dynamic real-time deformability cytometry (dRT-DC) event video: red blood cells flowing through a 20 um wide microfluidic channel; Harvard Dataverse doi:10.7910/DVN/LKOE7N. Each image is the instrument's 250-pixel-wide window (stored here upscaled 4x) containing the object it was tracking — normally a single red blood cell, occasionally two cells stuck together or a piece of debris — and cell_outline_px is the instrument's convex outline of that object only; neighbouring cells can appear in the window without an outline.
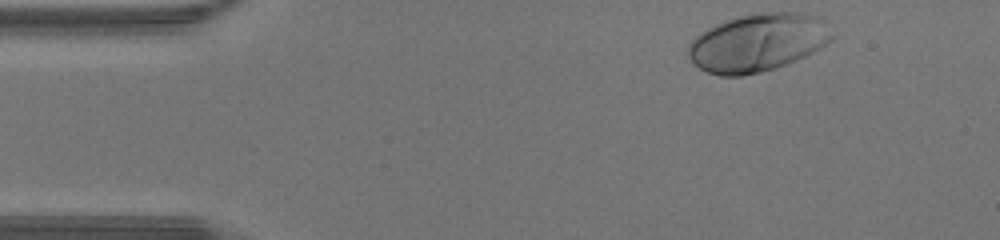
{"species": "human", "species_latin": "Homo sapiens", "temperature_condition": "warm", "stored_images_in_passage": 31, "camera_frame_rate_fps": 3000, "um_per_image_px": 0.085, "donor": {"sex": "male"}, "frame": {"image": 1, "passage_image": 1, "time_ms": 0.0, "image_size_px": [1000, 240], "cell_outline_px": [[832, 40], [820, 48], [788, 64], [776, 68], [760, 72], [740, 76], [720, 76], [708, 72], [692, 64], [688, 56], [688, 44], [700, 32], [724, 20], [740, 16], [760, 12], [796, 12], [820, 16], [832, 36]], "centroid_in_image_um": [64.37, 3.62], "position_along_channel_um": 20.6, "area_um2": 48.55}}
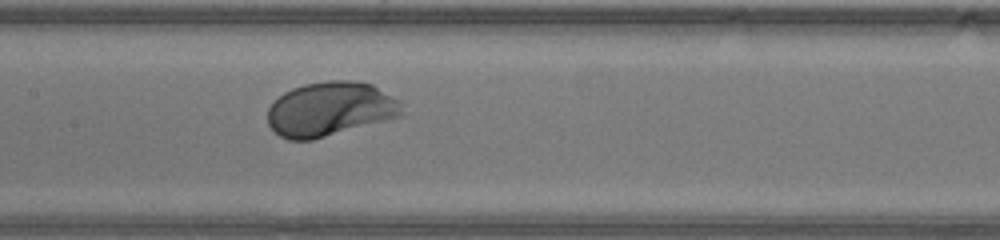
{"frame": {"image": 2, "passage_image": 16, "time_ms": 5.0, "image_size_px": [1000, 240], "cell_outline_px": [[400, 116], [312, 140], [288, 140], [280, 136], [268, 124], [268, 108], [272, 100], [284, 92], [292, 88], [304, 84], [328, 80], [356, 80], [372, 84], [400, 100]], "centroid_in_image_um": [28.02, 9.25], "position_along_channel_um": 179.4, "area_um2": 42.43}}
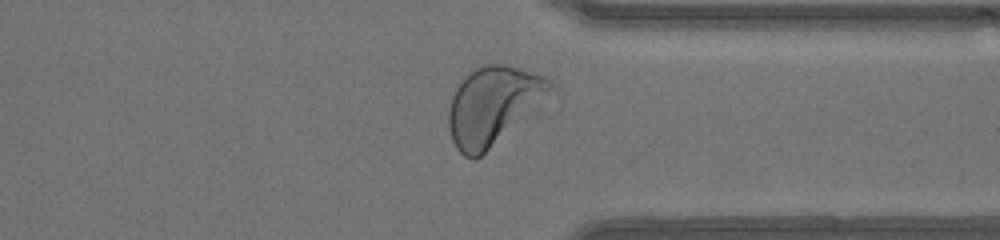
{"frame": {"image": 3, "passage_image": 28, "time_ms": 9.0, "image_size_px": [1000, 240], "cell_outline_px": [[556, 88], [476, 160], [472, 160], [464, 156], [456, 148], [452, 140], [448, 128], [448, 108], [452, 96], [460, 80], [472, 68], [484, 64], [504, 64], [544, 76]], "centroid_in_image_um": [41.83, 8.95], "position_along_channel_um": 369.6, "area_um2": 45.49}}